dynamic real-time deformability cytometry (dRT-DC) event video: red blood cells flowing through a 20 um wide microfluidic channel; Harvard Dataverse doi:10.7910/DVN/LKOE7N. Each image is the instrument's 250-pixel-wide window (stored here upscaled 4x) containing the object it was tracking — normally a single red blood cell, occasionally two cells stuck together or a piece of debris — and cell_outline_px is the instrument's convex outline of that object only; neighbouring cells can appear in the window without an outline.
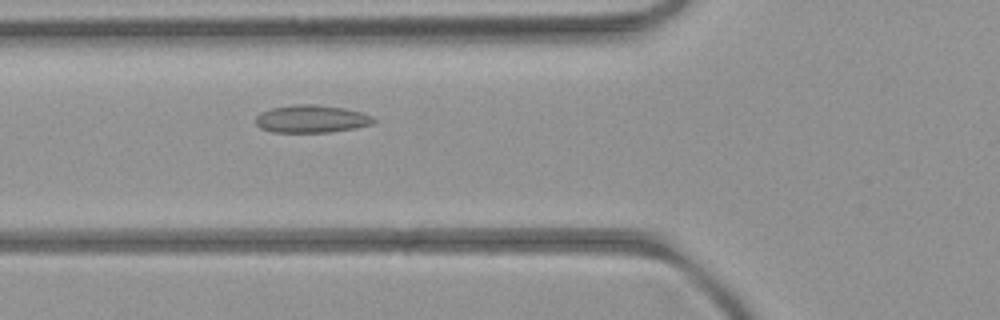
{"species": "common noctule bat (a hibernating species)", "species_latin": "Nyctalus noctula", "temperature_condition": "room temperature", "stored_images_in_passage": 5, "camera_frame_rate_fps": 3000, "um_per_image_px": 0.085, "animal": {"sex": "female", "body_mass_g": 21.9}, "frame": {"image": 1, "passage_image": 5, "time_ms": 4.333, "image_size_px": [1000, 320], "cell_outline_px": [[376, 120], [372, 124], [352, 128], [328, 132], [272, 132], [260, 128], [256, 124], [256, 116], [260, 112], [272, 108], [292, 104], [316, 104], [344, 108], [360, 112], [372, 116]], "centroid_in_image_um": [26.44, 10.1], "position_along_channel_um": 99.4, "area_um2": 18.96}}